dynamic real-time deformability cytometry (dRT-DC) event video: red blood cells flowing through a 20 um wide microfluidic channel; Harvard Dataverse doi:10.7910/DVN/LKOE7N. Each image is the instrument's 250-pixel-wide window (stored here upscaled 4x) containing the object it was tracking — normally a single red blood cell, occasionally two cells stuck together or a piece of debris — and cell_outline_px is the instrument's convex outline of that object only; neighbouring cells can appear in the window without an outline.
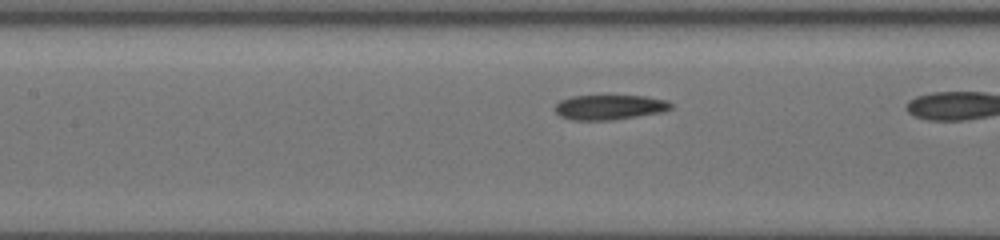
{"species": "common noctule bat (a hibernating species)", "species_latin": "Nyctalus noctula", "temperature_condition": "cold", "stored_images_in_passage": 7, "camera_frame_rate_fps": 3000, "um_per_image_px": 0.085, "animal": {"sex": "female", "body_mass_g": 19.5, "forearm_length_mm": 54.1}, "frame": {"image": 1, "passage_image": 6, "time_ms": 2.667, "image_size_px": [1000, 240], "cell_outline_px": [[672, 108], [664, 112], [612, 120], [572, 120], [560, 116], [556, 112], [556, 104], [560, 100], [572, 96], [604, 92], [644, 96], [668, 100], [672, 104]], "centroid_in_image_um": [51.82, 9.05], "position_along_channel_um": 155.6, "area_um2": 17.86}}